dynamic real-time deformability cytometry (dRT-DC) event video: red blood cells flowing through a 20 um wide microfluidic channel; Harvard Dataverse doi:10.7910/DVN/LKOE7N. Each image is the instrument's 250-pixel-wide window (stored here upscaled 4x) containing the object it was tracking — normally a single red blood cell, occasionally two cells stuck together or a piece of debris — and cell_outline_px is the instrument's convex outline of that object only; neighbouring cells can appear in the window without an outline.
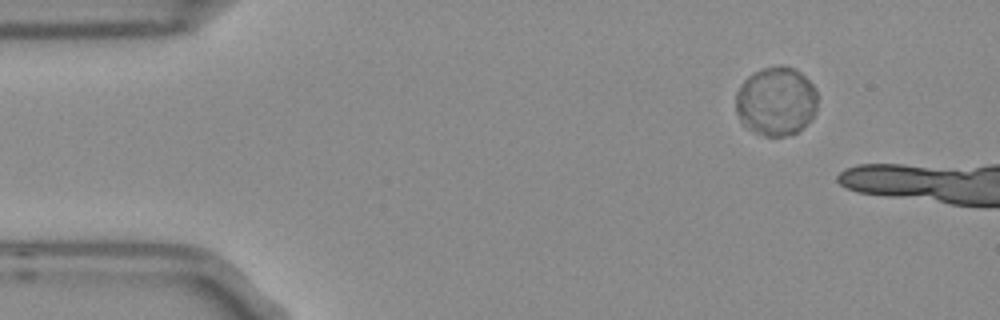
{"species": "Egyptian fruit bat (a non-hibernating species)", "species_latin": "Rousettus aegyptiacus", "temperature_condition": "room temperature", "stored_images_in_passage": 4, "camera_frame_rate_fps": 3000, "um_per_image_px": 0.085, "frame": {"image": 1, "passage_image": 1, "time_ms": 0.0, "image_size_px": [1000, 320], "cell_outline_px": [[816, 108], [812, 116], [796, 132], [784, 136], [764, 136], [748, 128], [740, 120], [736, 112], [736, 92], [740, 84], [752, 72], [764, 68], [784, 64], [800, 72], [816, 88]], "centroid_in_image_um": [65.93, 8.58], "position_along_channel_um": 19.1, "area_um2": 32.6}}